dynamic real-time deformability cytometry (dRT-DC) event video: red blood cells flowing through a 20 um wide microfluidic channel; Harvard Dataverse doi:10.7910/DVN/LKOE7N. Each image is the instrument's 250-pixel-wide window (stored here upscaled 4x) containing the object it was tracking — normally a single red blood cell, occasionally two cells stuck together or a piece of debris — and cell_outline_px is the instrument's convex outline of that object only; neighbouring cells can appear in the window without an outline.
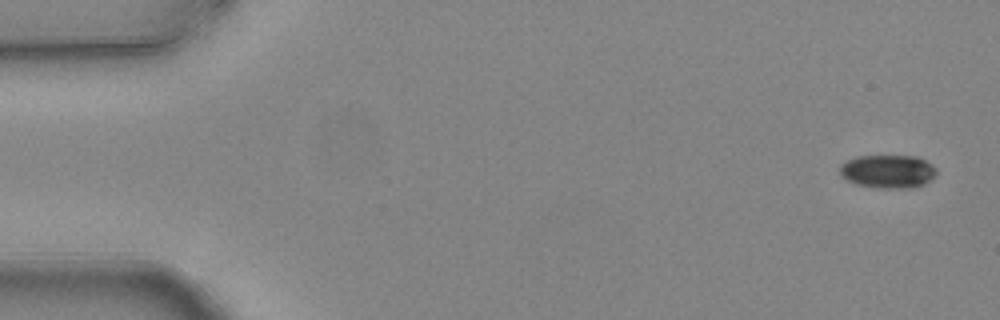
{"species": "common noctule bat (a hibernating species)", "species_latin": "Nyctalus noctula", "temperature_condition": "warm", "stored_images_in_passage": 5, "camera_frame_rate_fps": 3000, "um_per_image_px": 0.085, "animal": {"sex": "female", "body_mass_g": 24.6, "forearm_length_mm": 56.2}, "frame": {"image": 1, "passage_image": 1, "time_ms": 0.0, "image_size_px": [1000, 320], "cell_outline_px": [[936, 176], [924, 184], [912, 188], [876, 188], [856, 184], [840, 176], [840, 164], [856, 156], [920, 156], [932, 164], [936, 168]], "centroid_in_image_um": [75.49, 14.57], "position_along_channel_um": 9.5, "area_um2": 19.02}}
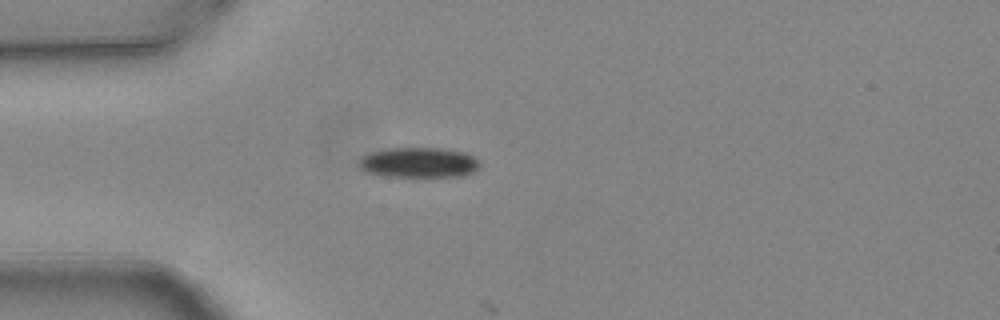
{"frame": {"image": 2, "passage_image": 4, "time_ms": 1.0, "image_size_px": [1000, 320], "cell_outline_px": [[480, 168], [464, 176], [384, 176], [368, 172], [360, 168], [360, 156], [372, 152], [388, 148], [440, 148], [464, 152], [472, 156], [480, 164]], "centroid_in_image_um": [35.6, 13.81], "position_along_channel_um": 49.4, "area_um2": 21.1}}